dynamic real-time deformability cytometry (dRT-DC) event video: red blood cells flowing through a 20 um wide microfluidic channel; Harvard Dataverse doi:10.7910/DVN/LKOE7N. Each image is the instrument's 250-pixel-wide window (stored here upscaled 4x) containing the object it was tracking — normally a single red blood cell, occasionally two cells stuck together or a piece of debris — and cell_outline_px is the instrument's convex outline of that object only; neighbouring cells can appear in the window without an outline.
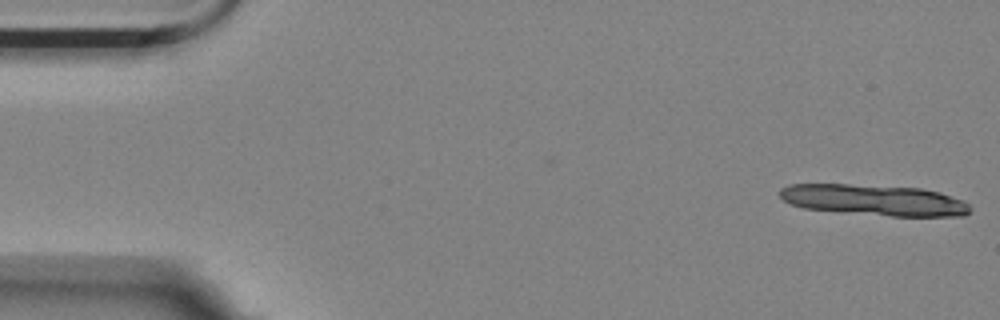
{"species": "Egyptian fruit bat (a non-hibernating species)", "species_latin": "Rousettus aegyptiacus", "temperature_condition": "room temperature", "stored_images_in_passage": 11, "camera_frame_rate_fps": 3000, "um_per_image_px": 0.085, "animal": {"sex": "female"}, "frame": {"image": 1, "passage_image": 1, "time_ms": 0.0, "image_size_px": [1000, 320], "cell_outline_px": [[972, 208], [964, 216], [892, 216], [804, 208], [792, 204], [784, 200], [776, 192], [780, 188], [788, 184], [848, 184], [920, 188], [940, 192], [964, 200]], "centroid_in_image_um": [74.31, 16.99], "position_along_channel_um": 10.7, "area_um2": 34.28}}